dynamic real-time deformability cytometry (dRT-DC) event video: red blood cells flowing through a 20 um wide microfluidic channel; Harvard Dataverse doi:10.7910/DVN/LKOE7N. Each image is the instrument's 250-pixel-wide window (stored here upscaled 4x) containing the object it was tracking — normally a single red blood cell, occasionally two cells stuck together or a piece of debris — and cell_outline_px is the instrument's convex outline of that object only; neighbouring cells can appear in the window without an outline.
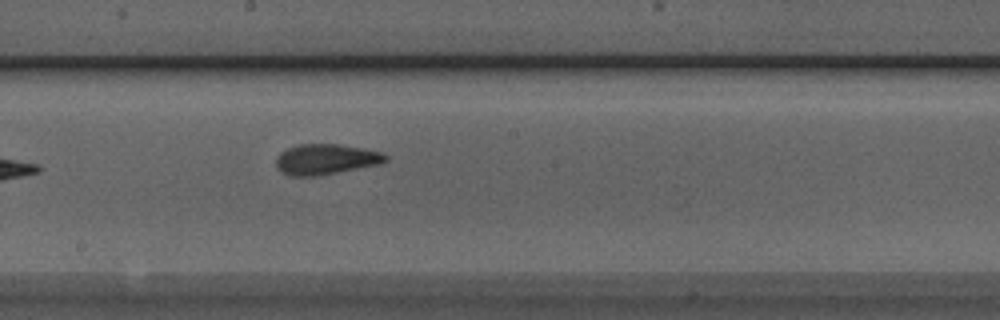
{"species": "Egyptian fruit bat (a non-hibernating species)", "species_latin": "Rousettus aegyptiacus", "temperature_condition": "room temperature", "stored_images_in_passage": 9, "camera_frame_rate_fps": 3000, "um_per_image_px": 0.085, "animal": {"sex": "male"}, "frame": {"image": 1, "passage_image": 9, "time_ms": 2.667, "image_size_px": [1000, 320], "cell_outline_px": [[388, 160], [380, 164], [316, 176], [292, 176], [280, 172], [276, 168], [276, 156], [280, 152], [288, 148], [300, 144], [340, 144], [364, 148], [384, 152], [388, 156]], "centroid_in_image_um": [27.7, 13.53], "position_along_channel_um": 220.5, "area_um2": 19.65}}